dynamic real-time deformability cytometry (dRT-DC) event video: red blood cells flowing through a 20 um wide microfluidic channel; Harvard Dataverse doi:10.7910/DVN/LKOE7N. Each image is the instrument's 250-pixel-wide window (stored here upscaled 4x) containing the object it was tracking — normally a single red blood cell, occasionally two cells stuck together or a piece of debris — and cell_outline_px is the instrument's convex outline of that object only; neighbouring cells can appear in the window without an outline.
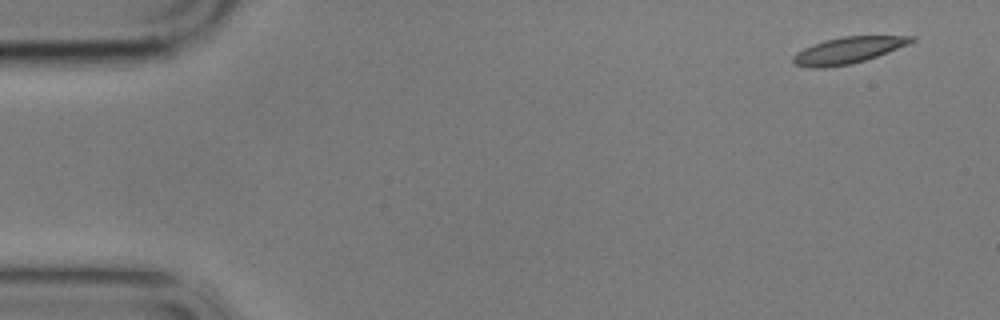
{"species": "common noctule bat (a hibernating species)", "species_latin": "Nyctalus noctula", "temperature_condition": "cold", "stored_images_in_passage": 4, "camera_frame_rate_fps": 3000, "um_per_image_px": 0.085, "animal": {"sex": "male", "body_mass_g": 17.9}, "frame": {"image": 1, "passage_image": 1, "time_ms": 0.0, "image_size_px": [1000, 320], "cell_outline_px": [[916, 40], [908, 44], [888, 52], [864, 60], [848, 64], [824, 68], [812, 68], [796, 64], [792, 60], [792, 56], [796, 52], [812, 44], [824, 40], [840, 36], [916, 36]], "centroid_in_image_um": [72.06, 4.26], "position_along_channel_um": 12.9, "area_um2": 18.09}}
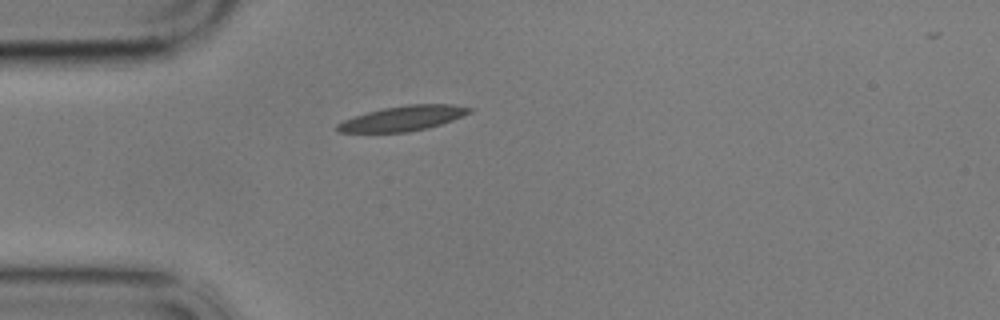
{"frame": {"image": 2, "passage_image": 4, "time_ms": 4.0, "image_size_px": [1000, 320], "cell_outline_px": [[472, 112], [452, 120], [428, 128], [408, 132], [340, 132], [336, 128], [336, 124], [344, 120], [368, 112], [384, 108], [408, 104], [452, 104], [472, 108]], "centroid_in_image_um": [34.28, 10.06], "position_along_channel_um": 50.7, "area_um2": 19.02}}